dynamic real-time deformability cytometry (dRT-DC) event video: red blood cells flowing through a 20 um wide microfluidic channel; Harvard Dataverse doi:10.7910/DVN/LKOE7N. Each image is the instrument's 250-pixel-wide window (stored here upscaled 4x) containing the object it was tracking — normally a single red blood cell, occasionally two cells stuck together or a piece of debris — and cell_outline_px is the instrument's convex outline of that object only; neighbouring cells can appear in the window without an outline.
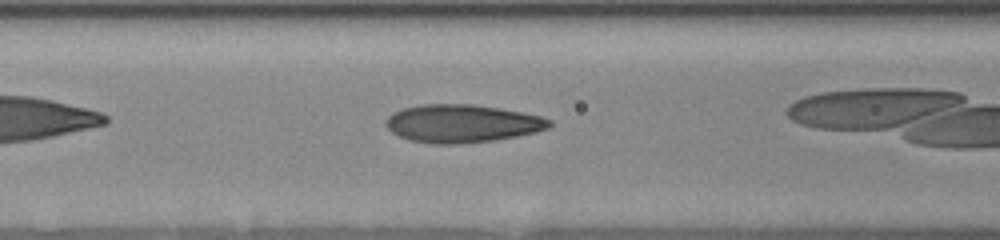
{"species": "human", "species_latin": "Homo sapiens", "temperature_condition": "room temperature", "stored_images_in_passage": 22, "camera_frame_rate_fps": 3000, "um_per_image_px": 0.085, "donor": {"sex": "female"}, "frame": {"image": 1, "passage_image": 10, "time_ms": 5.667, "image_size_px": [1000, 240], "cell_outline_px": [[552, 124], [548, 128], [516, 136], [492, 140], [456, 144], [432, 144], [408, 140], [392, 132], [384, 124], [388, 116], [392, 112], [404, 108], [420, 104], [472, 104], [500, 108], [540, 116], [552, 120]], "centroid_in_image_um": [39.23, 10.49], "position_along_channel_um": 127.4, "area_um2": 36.07}}